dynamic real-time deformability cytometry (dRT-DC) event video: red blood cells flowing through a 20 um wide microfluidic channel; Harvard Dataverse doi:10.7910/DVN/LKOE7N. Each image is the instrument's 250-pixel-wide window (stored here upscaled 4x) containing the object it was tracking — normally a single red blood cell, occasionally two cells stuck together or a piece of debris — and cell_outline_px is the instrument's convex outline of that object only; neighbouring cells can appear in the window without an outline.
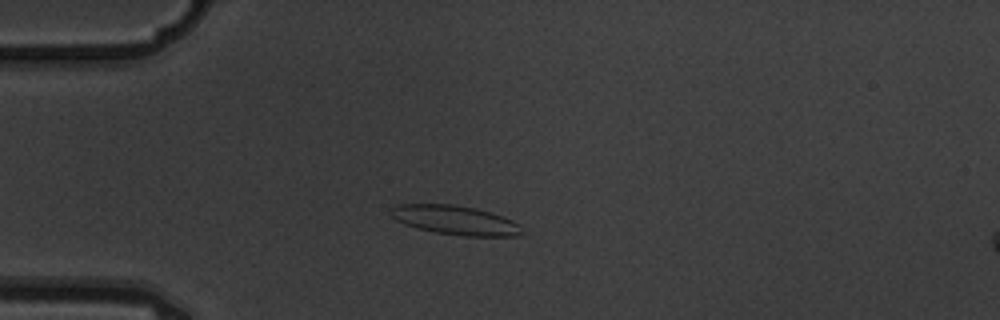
{"species": "common noctule bat (a hibernating species)", "species_latin": "Nyctalus noctula", "temperature_condition": "warm", "stored_images_in_passage": 9, "camera_frame_rate_fps": 3000, "um_per_image_px": 0.085, "animal": {"sex": "male", "body_mass_g": 19.5, "forearm_length_mm": 54.6}, "frame": {"image": 1, "passage_image": 4, "time_ms": 1.0, "image_size_px": [1000, 320], "cell_outline_px": [[524, 232], [516, 236], [464, 236], [436, 232], [416, 228], [404, 224], [396, 220], [388, 212], [396, 204], [452, 204], [476, 208], [504, 216], [520, 224]], "centroid_in_image_um": [38.7, 18.71], "position_along_channel_um": 46.3, "area_um2": 22.48}}
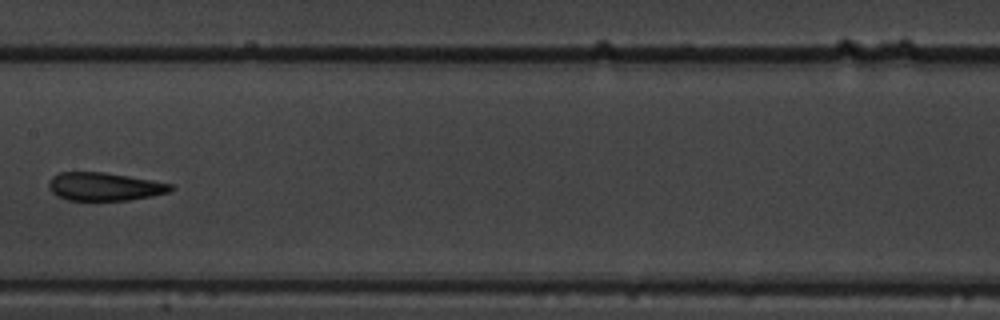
{"frame": {"image": 2, "passage_image": 8, "time_ms": 2.333, "image_size_px": [1000, 320], "cell_outline_px": [[176, 188], [168, 192], [152, 196], [128, 200], [68, 200], [56, 196], [48, 188], [48, 180], [52, 176], [60, 172], [104, 172], [152, 180], [172, 184]], "centroid_in_image_um": [8.86, 15.86], "position_along_channel_um": 198.5, "area_um2": 20.11}}
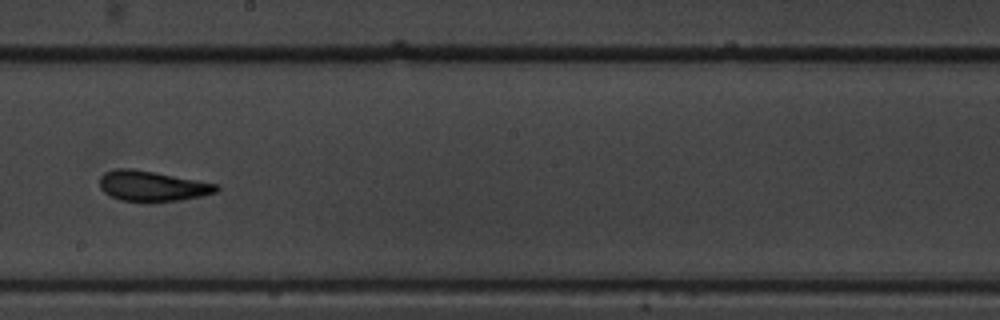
{"frame": {"image": 3, "passage_image": 9, "time_ms": 2.667, "image_size_px": [1000, 320], "cell_outline_px": [[220, 188], [216, 192], [200, 196], [180, 200], [148, 204], [144, 204], [120, 200], [104, 192], [100, 188], [100, 176], [104, 172], [116, 168], [132, 168], [220, 184]], "centroid_in_image_um": [12.93, 15.84], "position_along_channel_um": 235.3, "area_um2": 21.21}}